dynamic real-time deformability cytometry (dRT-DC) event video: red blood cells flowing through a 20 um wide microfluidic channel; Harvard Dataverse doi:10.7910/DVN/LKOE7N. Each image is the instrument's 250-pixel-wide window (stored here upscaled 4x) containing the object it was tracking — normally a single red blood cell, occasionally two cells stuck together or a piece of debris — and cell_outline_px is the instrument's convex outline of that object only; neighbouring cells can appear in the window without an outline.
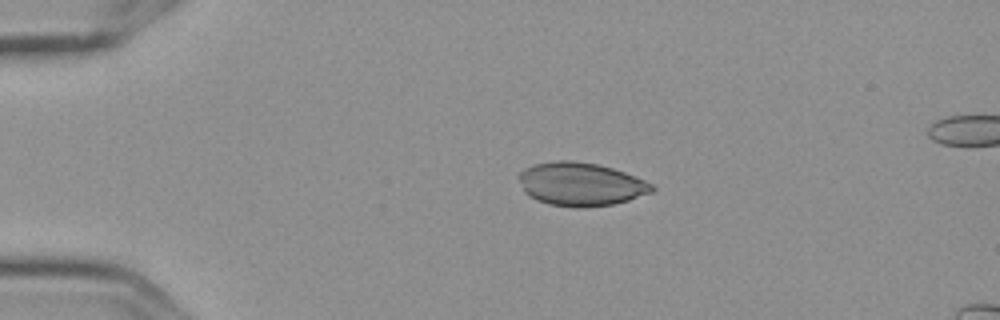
{"species": "Egyptian fruit bat (a non-hibernating species)", "species_latin": "Rousettus aegyptiacus", "temperature_condition": "cold", "stored_images_in_passage": 4, "camera_frame_rate_fps": 3000, "um_per_image_px": 0.085, "frame": {"image": 1, "passage_image": 2, "time_ms": 0.333, "image_size_px": [1000, 320], "cell_outline_px": [[656, 188], [652, 192], [628, 200], [612, 204], [588, 208], [576, 208], [548, 204], [536, 200], [528, 196], [524, 192], [520, 180], [520, 172], [524, 168], [536, 164], [560, 160], [572, 160], [596, 164], [612, 168], [624, 172], [644, 180], [652, 184]], "centroid_in_image_um": [49.36, 15.67], "position_along_channel_um": 35.6, "area_um2": 33.58}}